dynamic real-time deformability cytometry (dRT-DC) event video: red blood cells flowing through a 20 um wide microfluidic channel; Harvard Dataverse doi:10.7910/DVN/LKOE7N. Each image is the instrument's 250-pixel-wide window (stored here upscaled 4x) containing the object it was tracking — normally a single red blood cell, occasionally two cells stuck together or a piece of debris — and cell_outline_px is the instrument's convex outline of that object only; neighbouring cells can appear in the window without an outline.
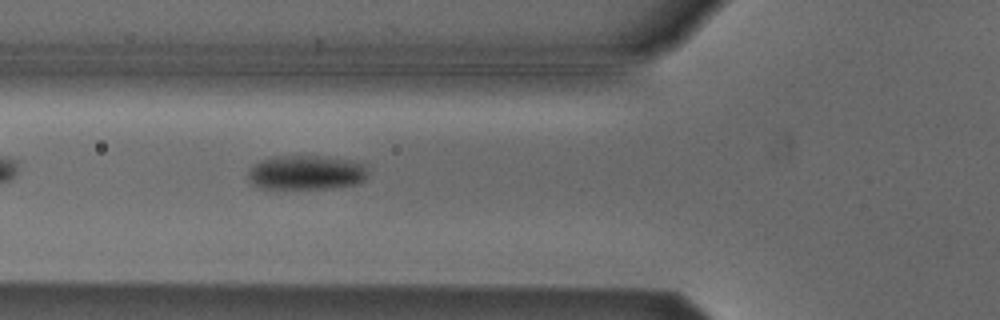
{"species": "Egyptian fruit bat (a non-hibernating species)", "species_latin": "Rousettus aegyptiacus", "temperature_condition": "cold", "stored_images_in_passage": 6, "segment_of_instrument_passage": [1, 2], "camera_frame_rate_fps": 3000, "um_per_image_px": 0.085, "animal": {"sex": "male"}, "frame": {"image": 1, "passage_image": 5, "time_ms": 1.333, "image_size_px": [1000, 320], "cell_outline_px": [[368, 172], [364, 180], [356, 184], [332, 188], [260, 188], [252, 184], [248, 180], [248, 172], [252, 164], [260, 160], [272, 156], [324, 156], [348, 160], [364, 164]], "centroid_in_image_um": [25.99, 14.66], "position_along_channel_um": 99.8, "area_um2": 24.16}}